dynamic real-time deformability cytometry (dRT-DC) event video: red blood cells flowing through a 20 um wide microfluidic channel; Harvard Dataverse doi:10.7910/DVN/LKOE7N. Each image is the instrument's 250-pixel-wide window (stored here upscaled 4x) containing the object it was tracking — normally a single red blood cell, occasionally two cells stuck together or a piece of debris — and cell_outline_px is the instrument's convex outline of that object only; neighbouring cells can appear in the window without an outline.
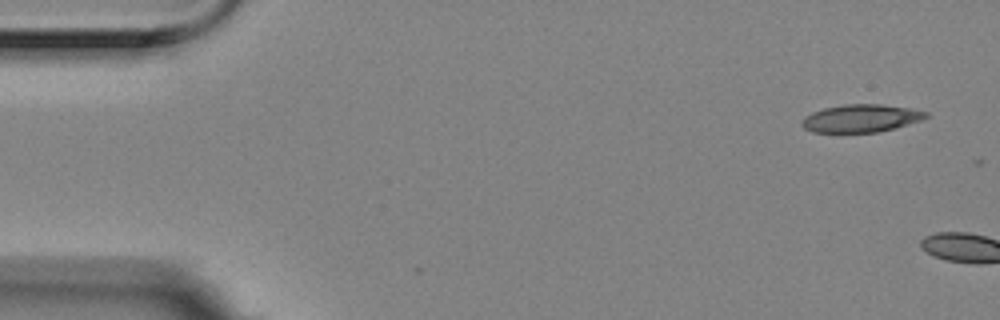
{"species": "Egyptian fruit bat (a non-hibernating species)", "species_latin": "Rousettus aegyptiacus", "temperature_condition": "room temperature", "stored_images_in_passage": 8, "camera_frame_rate_fps": 3000, "um_per_image_px": 0.085, "animal": {"sex": "female"}, "frame": {"image": 1, "passage_image": 1, "time_ms": 0.0, "image_size_px": [1000, 320], "cell_outline_px": [[928, 116], [920, 120], [892, 128], [876, 132], [812, 132], [804, 128], [804, 116], [812, 112], [824, 108], [844, 104], [880, 104], [912, 108], [928, 112]], "centroid_in_image_um": [73.19, 10.04], "position_along_channel_um": 11.8, "area_um2": 19.77}}
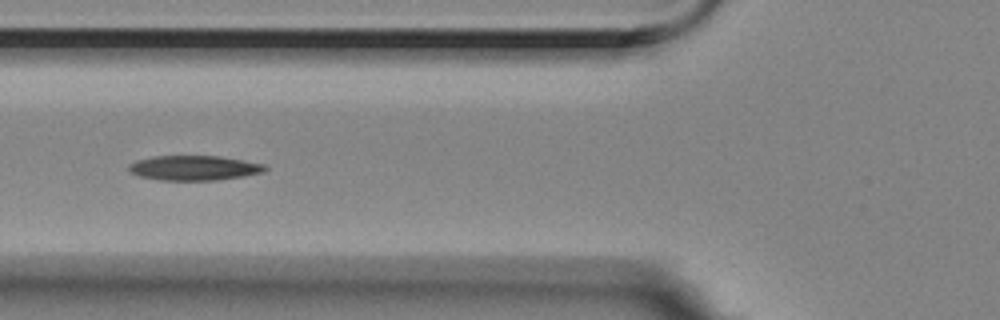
{"frame": {"image": 2, "passage_image": 7, "time_ms": 2.0, "image_size_px": [1000, 320], "cell_outline_px": [[268, 168], [264, 172], [244, 176], [216, 180], [160, 180], [140, 176], [132, 172], [128, 168], [128, 164], [136, 160], [152, 156], [220, 156], [264, 164]], "centroid_in_image_um": [16.5, 14.27], "position_along_channel_um": 109.3, "area_um2": 19.65}}
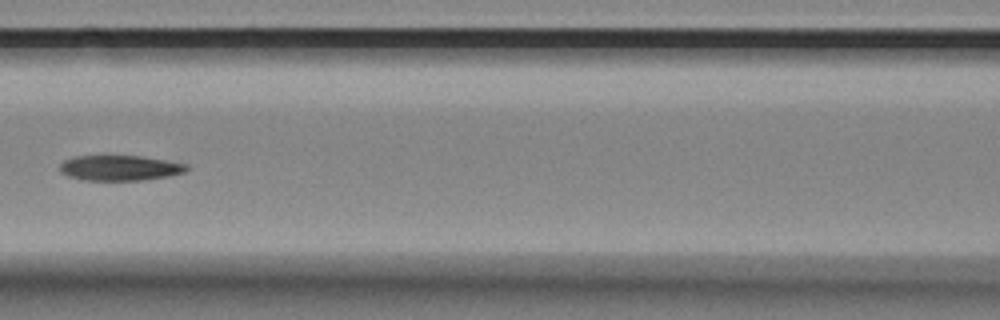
{"frame": {"image": 3, "passage_image": 8, "time_ms": 2.333, "image_size_px": [1000, 320], "cell_outline_px": [[192, 168], [184, 172], [168, 176], [140, 180], [84, 180], [68, 176], [60, 172], [60, 164], [64, 160], [72, 156], [140, 156], [188, 164]], "centroid_in_image_um": [10.19, 14.27], "position_along_channel_um": 156.4, "area_um2": 18.67}}